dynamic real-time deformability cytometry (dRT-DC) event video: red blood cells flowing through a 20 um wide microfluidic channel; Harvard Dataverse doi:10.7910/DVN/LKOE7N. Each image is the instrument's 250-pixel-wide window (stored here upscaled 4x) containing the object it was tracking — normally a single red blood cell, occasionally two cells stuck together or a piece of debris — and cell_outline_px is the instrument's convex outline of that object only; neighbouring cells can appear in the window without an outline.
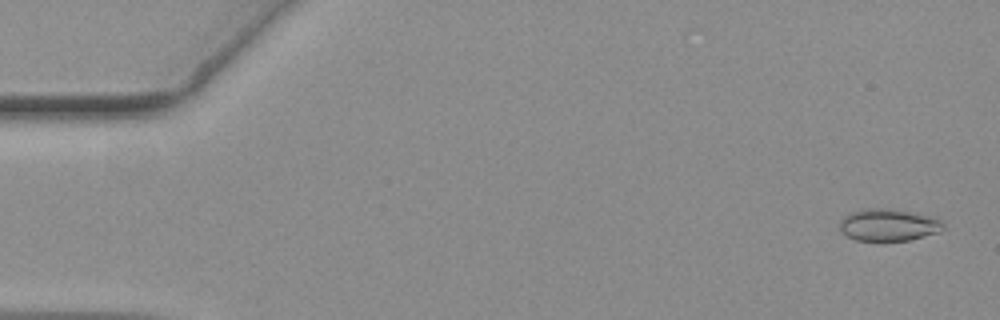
{"species": "common noctule bat (a hibernating species)", "species_latin": "Nyctalus noctula", "temperature_condition": "warm", "stored_images_in_passage": 56, "camera_frame_rate_fps": 3000, "um_per_image_px": 0.085, "animal": {"sex": "female", "body_mass_g": 19.3, "forearm_length_mm": 54.1}, "frame": {"image": 1, "passage_image": 2, "time_ms": 0.333, "image_size_px": [1000, 320], "cell_outline_px": [[944, 228], [940, 232], [908, 240], [856, 240], [840, 232], [840, 220], [848, 212], [864, 208], [892, 208], [936, 216], [944, 224]], "centroid_in_image_um": [75.53, 19.09], "position_along_channel_um": 9.5, "area_um2": 19.71}}
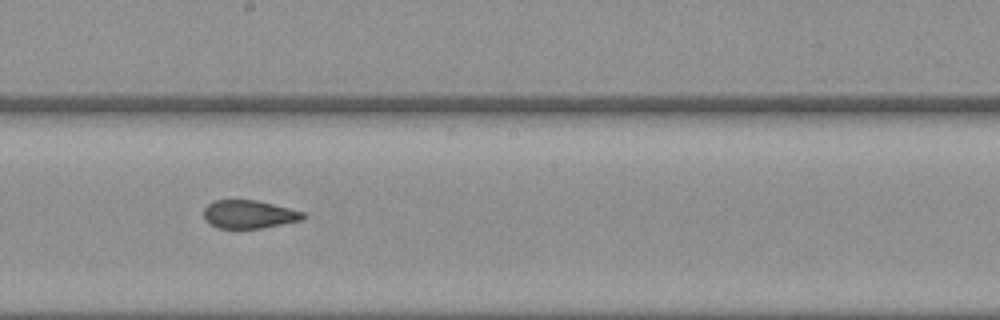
{"frame": {"image": 2, "passage_image": 31, "time_ms": 10.0, "image_size_px": [1000, 320], "cell_outline_px": [[308, 216], [304, 220], [260, 228], [216, 228], [208, 224], [204, 220], [204, 208], [212, 200], [256, 200], [304, 212]], "centroid_in_image_um": [21.15, 18.22], "position_along_channel_um": 227.1, "area_um2": 16.47}}
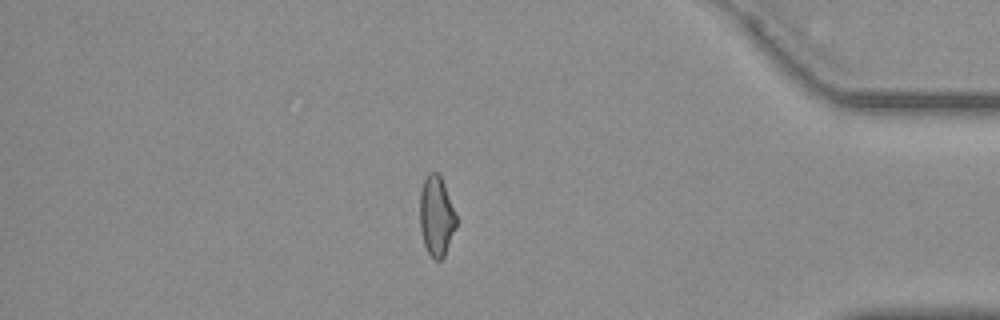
{"frame": {"image": 3, "passage_image": 48, "time_ms": 15.667, "image_size_px": [1000, 320], "cell_outline_px": [[456, 228], [444, 256], [440, 260], [432, 260], [424, 244], [420, 228], [420, 192], [424, 180], [428, 172], [436, 172], [440, 176], [444, 184], [456, 216]], "centroid_in_image_um": [37.08, 18.39], "position_along_channel_um": 398.1, "area_um2": 16.88}}